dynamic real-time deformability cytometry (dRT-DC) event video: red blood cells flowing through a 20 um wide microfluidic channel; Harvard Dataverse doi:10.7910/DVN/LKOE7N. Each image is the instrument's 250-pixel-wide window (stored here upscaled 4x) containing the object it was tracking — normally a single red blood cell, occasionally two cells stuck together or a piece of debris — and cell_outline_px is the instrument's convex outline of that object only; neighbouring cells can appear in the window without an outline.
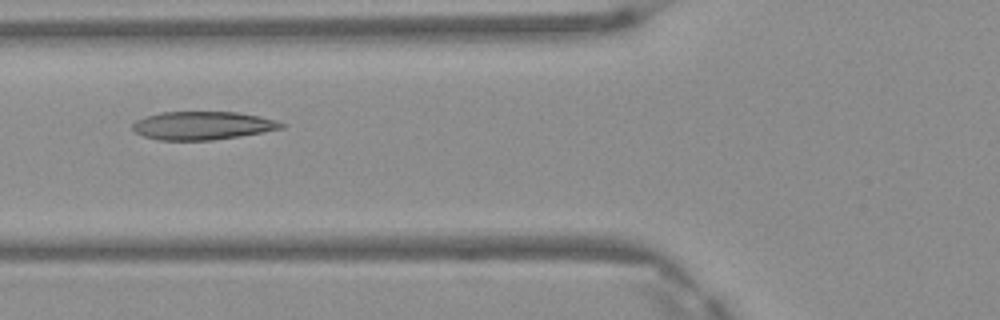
{"species": "Egyptian fruit bat (a non-hibernating species)", "species_latin": "Rousettus aegyptiacus", "temperature_condition": "warm", "stored_images_in_passage": 5, "camera_frame_rate_fps": 3000, "um_per_image_px": 0.085, "frame": {"image": 1, "passage_image": 5, "time_ms": 1.333, "image_size_px": [1000, 320], "cell_outline_px": [[288, 124], [284, 128], [264, 132], [240, 136], [212, 140], [156, 140], [144, 136], [136, 132], [132, 128], [132, 124], [136, 120], [160, 112], [236, 112], [260, 116], [276, 120]], "centroid_in_image_um": [17.26, 10.67], "position_along_channel_um": 108.5, "area_um2": 24.57}}